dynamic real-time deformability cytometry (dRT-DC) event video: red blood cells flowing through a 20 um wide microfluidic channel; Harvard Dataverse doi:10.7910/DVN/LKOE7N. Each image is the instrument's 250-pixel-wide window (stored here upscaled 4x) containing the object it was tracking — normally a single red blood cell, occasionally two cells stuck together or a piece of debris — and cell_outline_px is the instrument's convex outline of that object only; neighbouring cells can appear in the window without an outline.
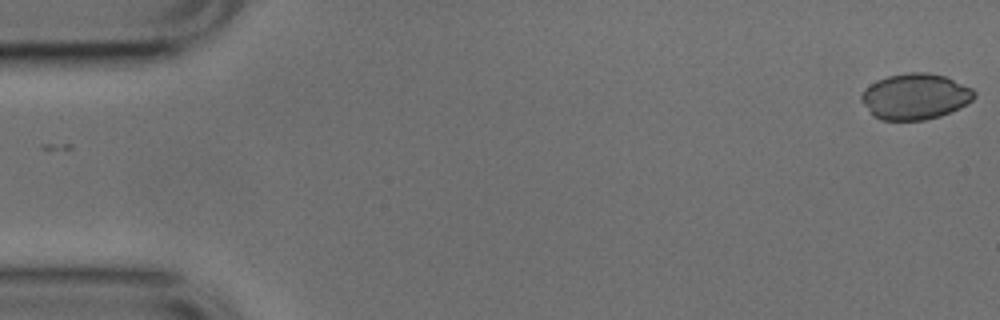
{"species": "common noctule bat (a hibernating species)", "species_latin": "Nyctalus noctula", "temperature_condition": "cold", "stored_images_in_passage": 12, "camera_frame_rate_fps": 3000, "um_per_image_px": 0.085, "animal": {"sex": "male", "body_mass_g": 17.9, "forearm_length_mm": 54.2}, "frame": {"image": 1, "passage_image": 1, "time_ms": 0.0, "image_size_px": [1000, 320], "cell_outline_px": [[976, 96], [972, 100], [960, 108], [940, 116], [924, 120], [880, 120], [860, 100], [860, 96], [864, 88], [876, 80], [888, 76], [908, 72], [928, 72], [944, 76], [972, 88], [976, 92]], "centroid_in_image_um": [77.8, 8.19], "position_along_channel_um": 7.2, "area_um2": 30.17}}